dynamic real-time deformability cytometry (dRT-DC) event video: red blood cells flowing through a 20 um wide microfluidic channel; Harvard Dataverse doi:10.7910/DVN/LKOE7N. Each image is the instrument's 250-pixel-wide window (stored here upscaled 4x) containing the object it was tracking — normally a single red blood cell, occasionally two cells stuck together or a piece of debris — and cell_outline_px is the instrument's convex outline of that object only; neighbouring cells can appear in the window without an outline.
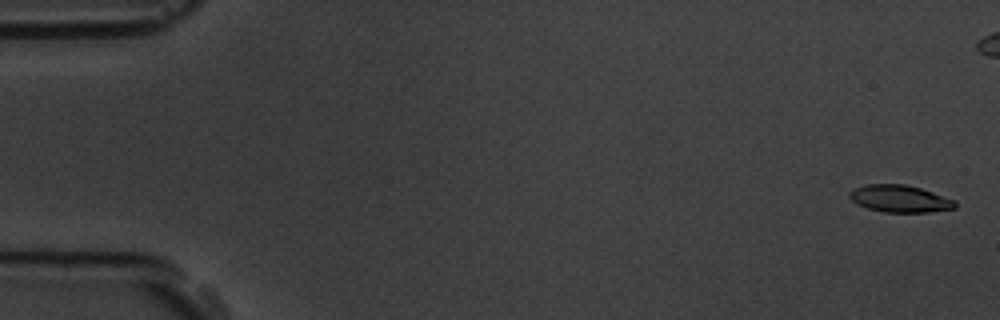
{"species": "common noctule bat (a hibernating species)", "species_latin": "Nyctalus noctula", "temperature_condition": "room temperature", "stored_images_in_passage": 6, "camera_frame_rate_fps": 3000, "um_per_image_px": 0.085, "animal": {"sex": "male", "body_mass_g": 19.5, "forearm_length_mm": 54.6}, "frame": {"image": 1, "passage_image": 1, "time_ms": 0.0, "image_size_px": [1000, 320], "cell_outline_px": [[956, 208], [928, 212], [884, 212], [868, 208], [856, 204], [848, 196], [848, 192], [864, 184], [904, 184], [920, 188], [956, 200]], "centroid_in_image_um": [76.47, 16.89], "position_along_channel_um": 8.5, "area_um2": 16.7}}
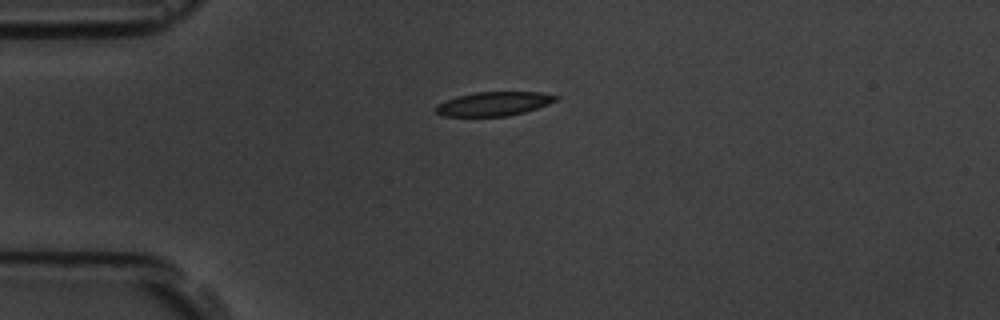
{"frame": {"image": 2, "passage_image": 6, "time_ms": 6.0, "image_size_px": [1000, 320], "cell_outline_px": [[560, 96], [556, 100], [548, 104], [524, 112], [508, 116], [444, 116], [436, 112], [436, 104], [444, 100], [476, 92], [540, 92]], "centroid_in_image_um": [41.97, 8.82], "position_along_channel_um": 43.0, "area_um2": 16.65}}